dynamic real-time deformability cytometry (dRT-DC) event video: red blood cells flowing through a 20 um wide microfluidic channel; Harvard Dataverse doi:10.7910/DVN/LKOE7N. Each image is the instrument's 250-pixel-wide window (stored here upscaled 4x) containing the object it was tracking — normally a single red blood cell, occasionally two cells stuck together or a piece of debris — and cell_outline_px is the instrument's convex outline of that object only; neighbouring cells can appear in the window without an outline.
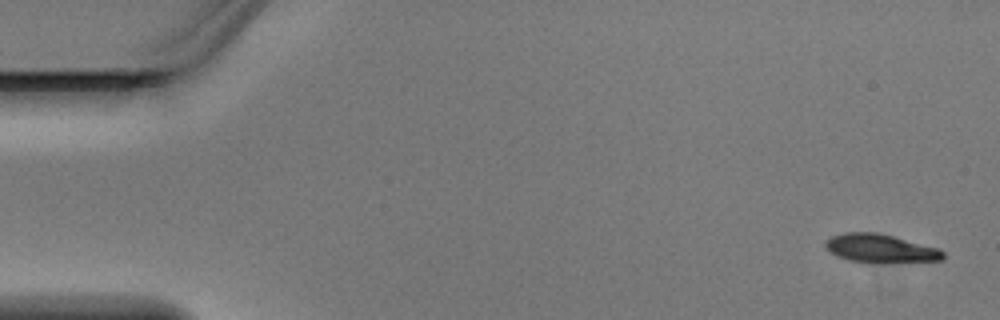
{"species": "Egyptian fruit bat (a non-hibernating species)", "species_latin": "Rousettus aegyptiacus", "temperature_condition": "warm", "stored_images_in_passage": 5, "camera_frame_rate_fps": 3000, "um_per_image_px": 0.085, "animal": {"sex": "male"}, "frame": {"image": 1, "passage_image": 1, "time_ms": 0.0, "image_size_px": [1000, 320], "cell_outline_px": [[944, 260], [848, 260], [836, 256], [828, 252], [824, 244], [824, 240], [832, 236], [844, 232], [876, 232], [940, 248], [944, 252]], "centroid_in_image_um": [74.76, 21.06], "position_along_channel_um": 10.2, "area_um2": 18.67}}